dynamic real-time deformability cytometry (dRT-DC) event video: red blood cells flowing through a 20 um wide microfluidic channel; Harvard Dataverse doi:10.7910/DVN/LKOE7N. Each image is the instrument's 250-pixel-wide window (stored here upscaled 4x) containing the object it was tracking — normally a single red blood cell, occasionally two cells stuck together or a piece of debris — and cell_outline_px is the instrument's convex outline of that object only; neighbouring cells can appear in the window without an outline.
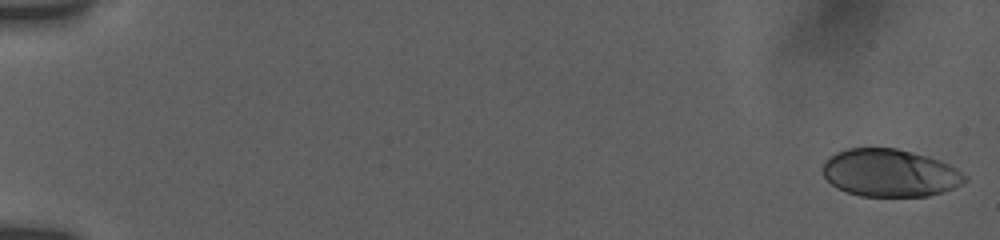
{"species": "human", "species_latin": "Homo sapiens", "temperature_condition": "room temperature", "stored_images_in_passage": 55, "camera_frame_rate_fps": 3000, "um_per_image_px": 0.085, "donor": {"sex": "female"}, "frame": {"image": 1, "passage_image": 1, "time_ms": 0.0, "image_size_px": [1000, 240], "cell_outline_px": [[968, 180], [944, 192], [928, 196], [860, 196], [836, 188], [824, 176], [824, 160], [836, 152], [848, 148], [896, 148], [928, 156], [940, 160], [956, 168], [968, 176]], "centroid_in_image_um": [75.66, 14.7], "position_along_channel_um": 9.3, "area_um2": 39.48}}
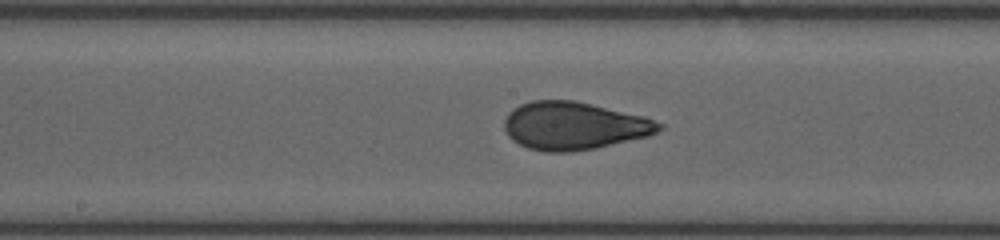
{"frame": {"image": 2, "passage_image": 30, "time_ms": 9.667, "image_size_px": [1000, 240], "cell_outline_px": [[664, 128], [648, 136], [592, 148], [572, 152], [544, 152], [528, 148], [512, 140], [508, 136], [504, 128], [504, 120], [508, 112], [512, 108], [520, 104], [532, 100], [572, 100], [592, 104], [644, 116], [664, 124]], "centroid_in_image_um": [48.75, 10.68], "position_along_channel_um": 199.4, "area_um2": 43.12}}
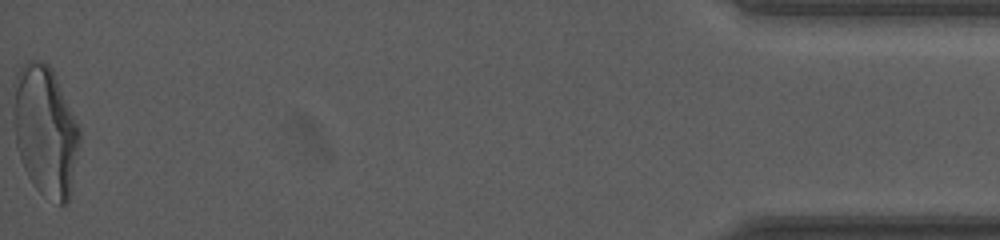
{"frame": {"image": 3, "passage_image": 55, "time_ms": 18.0, "image_size_px": [1000, 240], "cell_outline_px": [[80, 140], [68, 204], [60, 204], [40, 192], [32, 184], [20, 160], [16, 144], [12, 84], [16, 72], [28, 60], [44, 60], [52, 68], [80, 128]], "centroid_in_image_um": [3.84, 11.08], "position_along_channel_um": 431.4, "area_um2": 50.34}, "authors_computed_cell_mechanics": {"area_um2": 42.483, "velocity_mm_per_s": 3.8177, "shape_relaxation_time_tau1_ms": 4.4682, "shape_relaxation_time_tau2_ms": null, "deformation_change_tau1": 0.1866, "deformation_change_tau2": null}}